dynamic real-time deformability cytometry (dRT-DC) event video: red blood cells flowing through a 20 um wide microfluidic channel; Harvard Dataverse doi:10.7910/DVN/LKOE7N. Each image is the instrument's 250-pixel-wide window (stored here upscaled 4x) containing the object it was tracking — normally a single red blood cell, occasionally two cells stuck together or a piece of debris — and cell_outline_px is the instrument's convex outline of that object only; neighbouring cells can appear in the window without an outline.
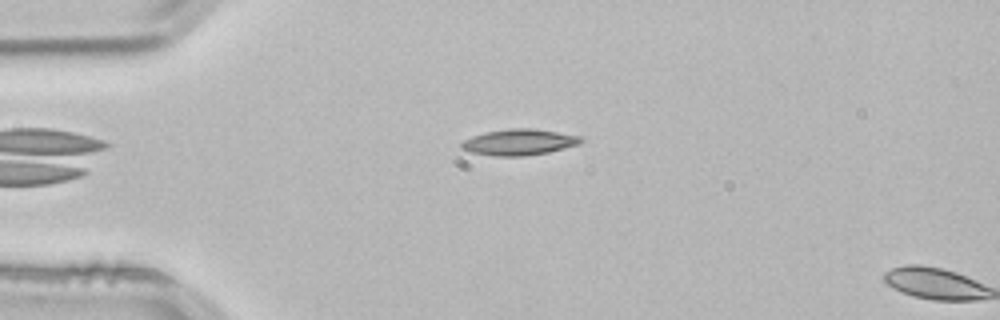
{"species": "common noctule bat (a hibernating species)", "species_latin": "Nyctalus noctula", "temperature_condition": "room temperature", "stored_images_in_passage": 3, "camera_frame_rate_fps": 3000, "um_per_image_px": 0.085, "animal": {"sex": "male", "body_mass_g": 21.5, "forearm_length_mm": 52.0}, "frame": {"image": 1, "passage_image": 2, "time_ms": 0.333, "image_size_px": [1000, 320], "cell_outline_px": [[584, 140], [580, 144], [548, 152], [524, 156], [492, 156], [472, 152], [460, 148], [460, 144], [464, 140], [472, 136], [484, 132], [508, 128], [532, 128], [580, 136]], "centroid_in_image_um": [44.1, 12.08], "position_along_channel_um": 40.9, "area_um2": 18.15}}